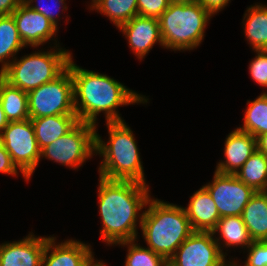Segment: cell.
<instances>
[{
    "label": "cell",
    "instance_id": "obj_1",
    "mask_svg": "<svg viewBox=\"0 0 267 266\" xmlns=\"http://www.w3.org/2000/svg\"><path fill=\"white\" fill-rule=\"evenodd\" d=\"M98 181V212L102 224L100 239L107 246L139 239L137 227L141 228L143 209L151 198L149 185L100 176Z\"/></svg>",
    "mask_w": 267,
    "mask_h": 266
},
{
    "label": "cell",
    "instance_id": "obj_2",
    "mask_svg": "<svg viewBox=\"0 0 267 266\" xmlns=\"http://www.w3.org/2000/svg\"><path fill=\"white\" fill-rule=\"evenodd\" d=\"M67 67L73 79L74 109L79 121L98 128L97 116L101 112L106 122L124 121L119 107L149 102L146 95L139 94L116 79L78 66L73 56Z\"/></svg>",
    "mask_w": 267,
    "mask_h": 266
},
{
    "label": "cell",
    "instance_id": "obj_3",
    "mask_svg": "<svg viewBox=\"0 0 267 266\" xmlns=\"http://www.w3.org/2000/svg\"><path fill=\"white\" fill-rule=\"evenodd\" d=\"M108 142L102 140L96 128L95 156L103 157L99 163V176L109 180H130L148 185L137 140L126 121L106 122Z\"/></svg>",
    "mask_w": 267,
    "mask_h": 266
},
{
    "label": "cell",
    "instance_id": "obj_4",
    "mask_svg": "<svg viewBox=\"0 0 267 266\" xmlns=\"http://www.w3.org/2000/svg\"><path fill=\"white\" fill-rule=\"evenodd\" d=\"M146 207L141 223L144 242L147 248L169 261L194 232L190 221L181 205L151 197Z\"/></svg>",
    "mask_w": 267,
    "mask_h": 266
},
{
    "label": "cell",
    "instance_id": "obj_5",
    "mask_svg": "<svg viewBox=\"0 0 267 266\" xmlns=\"http://www.w3.org/2000/svg\"><path fill=\"white\" fill-rule=\"evenodd\" d=\"M213 16L197 3H170L158 18L165 49L190 51L198 48Z\"/></svg>",
    "mask_w": 267,
    "mask_h": 266
},
{
    "label": "cell",
    "instance_id": "obj_6",
    "mask_svg": "<svg viewBox=\"0 0 267 266\" xmlns=\"http://www.w3.org/2000/svg\"><path fill=\"white\" fill-rule=\"evenodd\" d=\"M18 59L17 57L0 73L10 85L29 92L58 77L68 66L72 53L60 45L51 46Z\"/></svg>",
    "mask_w": 267,
    "mask_h": 266
},
{
    "label": "cell",
    "instance_id": "obj_7",
    "mask_svg": "<svg viewBox=\"0 0 267 266\" xmlns=\"http://www.w3.org/2000/svg\"><path fill=\"white\" fill-rule=\"evenodd\" d=\"M96 126L79 121L68 133L41 150L40 159L78 169L95 155Z\"/></svg>",
    "mask_w": 267,
    "mask_h": 266
},
{
    "label": "cell",
    "instance_id": "obj_8",
    "mask_svg": "<svg viewBox=\"0 0 267 266\" xmlns=\"http://www.w3.org/2000/svg\"><path fill=\"white\" fill-rule=\"evenodd\" d=\"M30 119L52 115H76L73 79L67 67L58 77L28 92Z\"/></svg>",
    "mask_w": 267,
    "mask_h": 266
},
{
    "label": "cell",
    "instance_id": "obj_9",
    "mask_svg": "<svg viewBox=\"0 0 267 266\" xmlns=\"http://www.w3.org/2000/svg\"><path fill=\"white\" fill-rule=\"evenodd\" d=\"M0 140L13 163L29 179L41 161L31 119L9 122L0 134Z\"/></svg>",
    "mask_w": 267,
    "mask_h": 266
},
{
    "label": "cell",
    "instance_id": "obj_10",
    "mask_svg": "<svg viewBox=\"0 0 267 266\" xmlns=\"http://www.w3.org/2000/svg\"><path fill=\"white\" fill-rule=\"evenodd\" d=\"M172 266H231L212 232L194 231L169 259Z\"/></svg>",
    "mask_w": 267,
    "mask_h": 266
},
{
    "label": "cell",
    "instance_id": "obj_11",
    "mask_svg": "<svg viewBox=\"0 0 267 266\" xmlns=\"http://www.w3.org/2000/svg\"><path fill=\"white\" fill-rule=\"evenodd\" d=\"M214 200L220 218L241 216L255 191L233 174L214 171L211 182L203 185Z\"/></svg>",
    "mask_w": 267,
    "mask_h": 266
},
{
    "label": "cell",
    "instance_id": "obj_12",
    "mask_svg": "<svg viewBox=\"0 0 267 266\" xmlns=\"http://www.w3.org/2000/svg\"><path fill=\"white\" fill-rule=\"evenodd\" d=\"M20 38L26 47L39 48L40 45L47 44L52 40L54 46L60 44L56 36L59 29L45 17L36 12L24 2L12 13ZM54 37V38H53ZM58 43V44H57Z\"/></svg>",
    "mask_w": 267,
    "mask_h": 266
},
{
    "label": "cell",
    "instance_id": "obj_13",
    "mask_svg": "<svg viewBox=\"0 0 267 266\" xmlns=\"http://www.w3.org/2000/svg\"><path fill=\"white\" fill-rule=\"evenodd\" d=\"M117 29L128 40V46L140 61L145 59L156 43L164 48L157 18L136 15Z\"/></svg>",
    "mask_w": 267,
    "mask_h": 266
},
{
    "label": "cell",
    "instance_id": "obj_14",
    "mask_svg": "<svg viewBox=\"0 0 267 266\" xmlns=\"http://www.w3.org/2000/svg\"><path fill=\"white\" fill-rule=\"evenodd\" d=\"M57 237L47 236L42 257V266H86L94 257L92 246L88 243L66 239L57 242Z\"/></svg>",
    "mask_w": 267,
    "mask_h": 266
},
{
    "label": "cell",
    "instance_id": "obj_15",
    "mask_svg": "<svg viewBox=\"0 0 267 266\" xmlns=\"http://www.w3.org/2000/svg\"><path fill=\"white\" fill-rule=\"evenodd\" d=\"M47 237L33 232L17 241L0 244V266H42Z\"/></svg>",
    "mask_w": 267,
    "mask_h": 266
},
{
    "label": "cell",
    "instance_id": "obj_16",
    "mask_svg": "<svg viewBox=\"0 0 267 266\" xmlns=\"http://www.w3.org/2000/svg\"><path fill=\"white\" fill-rule=\"evenodd\" d=\"M223 150L224 160H219L215 171L234 175L257 151V140L250 133L236 128L226 136Z\"/></svg>",
    "mask_w": 267,
    "mask_h": 266
},
{
    "label": "cell",
    "instance_id": "obj_17",
    "mask_svg": "<svg viewBox=\"0 0 267 266\" xmlns=\"http://www.w3.org/2000/svg\"><path fill=\"white\" fill-rule=\"evenodd\" d=\"M183 208L193 231L212 232L220 219L216 204L204 186L190 196L187 207Z\"/></svg>",
    "mask_w": 267,
    "mask_h": 266
},
{
    "label": "cell",
    "instance_id": "obj_18",
    "mask_svg": "<svg viewBox=\"0 0 267 266\" xmlns=\"http://www.w3.org/2000/svg\"><path fill=\"white\" fill-rule=\"evenodd\" d=\"M212 233L220 250L226 258L228 253L226 251L224 252V250L228 248L231 249V247H239L244 251L253 242L249 236L247 227L243 222L242 216H226L220 218ZM216 235L218 236L216 237Z\"/></svg>",
    "mask_w": 267,
    "mask_h": 266
},
{
    "label": "cell",
    "instance_id": "obj_19",
    "mask_svg": "<svg viewBox=\"0 0 267 266\" xmlns=\"http://www.w3.org/2000/svg\"><path fill=\"white\" fill-rule=\"evenodd\" d=\"M40 150L68 133L78 122L76 115H52L31 119Z\"/></svg>",
    "mask_w": 267,
    "mask_h": 266
},
{
    "label": "cell",
    "instance_id": "obj_20",
    "mask_svg": "<svg viewBox=\"0 0 267 266\" xmlns=\"http://www.w3.org/2000/svg\"><path fill=\"white\" fill-rule=\"evenodd\" d=\"M241 216L252 241H267V191L255 192Z\"/></svg>",
    "mask_w": 267,
    "mask_h": 266
},
{
    "label": "cell",
    "instance_id": "obj_21",
    "mask_svg": "<svg viewBox=\"0 0 267 266\" xmlns=\"http://www.w3.org/2000/svg\"><path fill=\"white\" fill-rule=\"evenodd\" d=\"M255 4V5H254ZM247 7L242 26L245 38L253 50L267 49V5L254 3Z\"/></svg>",
    "mask_w": 267,
    "mask_h": 266
},
{
    "label": "cell",
    "instance_id": "obj_22",
    "mask_svg": "<svg viewBox=\"0 0 267 266\" xmlns=\"http://www.w3.org/2000/svg\"><path fill=\"white\" fill-rule=\"evenodd\" d=\"M0 101L9 122L30 119L28 93L10 85L0 76Z\"/></svg>",
    "mask_w": 267,
    "mask_h": 266
},
{
    "label": "cell",
    "instance_id": "obj_23",
    "mask_svg": "<svg viewBox=\"0 0 267 266\" xmlns=\"http://www.w3.org/2000/svg\"><path fill=\"white\" fill-rule=\"evenodd\" d=\"M26 48L20 38L12 15L0 16V73L16 58V54Z\"/></svg>",
    "mask_w": 267,
    "mask_h": 266
},
{
    "label": "cell",
    "instance_id": "obj_24",
    "mask_svg": "<svg viewBox=\"0 0 267 266\" xmlns=\"http://www.w3.org/2000/svg\"><path fill=\"white\" fill-rule=\"evenodd\" d=\"M234 175L255 192L267 191V156L257 150Z\"/></svg>",
    "mask_w": 267,
    "mask_h": 266
},
{
    "label": "cell",
    "instance_id": "obj_25",
    "mask_svg": "<svg viewBox=\"0 0 267 266\" xmlns=\"http://www.w3.org/2000/svg\"><path fill=\"white\" fill-rule=\"evenodd\" d=\"M88 7L108 17L116 28L138 15L137 0H95Z\"/></svg>",
    "mask_w": 267,
    "mask_h": 266
},
{
    "label": "cell",
    "instance_id": "obj_26",
    "mask_svg": "<svg viewBox=\"0 0 267 266\" xmlns=\"http://www.w3.org/2000/svg\"><path fill=\"white\" fill-rule=\"evenodd\" d=\"M243 125L239 130L248 132L257 138L267 133V92H262L253 101L247 100Z\"/></svg>",
    "mask_w": 267,
    "mask_h": 266
},
{
    "label": "cell",
    "instance_id": "obj_27",
    "mask_svg": "<svg viewBox=\"0 0 267 266\" xmlns=\"http://www.w3.org/2000/svg\"><path fill=\"white\" fill-rule=\"evenodd\" d=\"M139 239L120 242L117 245L127 248L124 266H165L167 260L150 248L138 244Z\"/></svg>",
    "mask_w": 267,
    "mask_h": 266
},
{
    "label": "cell",
    "instance_id": "obj_28",
    "mask_svg": "<svg viewBox=\"0 0 267 266\" xmlns=\"http://www.w3.org/2000/svg\"><path fill=\"white\" fill-rule=\"evenodd\" d=\"M53 3V7L49 4ZM66 0H24V3L29 6L30 8H32L33 10H35L36 12H39L41 14H43L45 17H47L52 23L53 25L59 29V22L61 18V13H64V11L68 9L67 4L65 2ZM52 2V3H51ZM35 3V4H34ZM61 8V9H60ZM55 9V10H54ZM58 10V12H57ZM59 10H61V12H59Z\"/></svg>",
    "mask_w": 267,
    "mask_h": 266
},
{
    "label": "cell",
    "instance_id": "obj_29",
    "mask_svg": "<svg viewBox=\"0 0 267 266\" xmlns=\"http://www.w3.org/2000/svg\"><path fill=\"white\" fill-rule=\"evenodd\" d=\"M247 252L244 265L240 264L238 258H230L231 266H266L267 265V241H253L244 251Z\"/></svg>",
    "mask_w": 267,
    "mask_h": 266
},
{
    "label": "cell",
    "instance_id": "obj_30",
    "mask_svg": "<svg viewBox=\"0 0 267 266\" xmlns=\"http://www.w3.org/2000/svg\"><path fill=\"white\" fill-rule=\"evenodd\" d=\"M253 52L256 55L249 63V74L259 86L267 88V51L253 50ZM263 92H267V90H263Z\"/></svg>",
    "mask_w": 267,
    "mask_h": 266
},
{
    "label": "cell",
    "instance_id": "obj_31",
    "mask_svg": "<svg viewBox=\"0 0 267 266\" xmlns=\"http://www.w3.org/2000/svg\"><path fill=\"white\" fill-rule=\"evenodd\" d=\"M170 3V0H137L138 15L158 19Z\"/></svg>",
    "mask_w": 267,
    "mask_h": 266
},
{
    "label": "cell",
    "instance_id": "obj_32",
    "mask_svg": "<svg viewBox=\"0 0 267 266\" xmlns=\"http://www.w3.org/2000/svg\"><path fill=\"white\" fill-rule=\"evenodd\" d=\"M19 172L22 174L25 181L29 182V179L13 163L10 154L0 140V173L18 177Z\"/></svg>",
    "mask_w": 267,
    "mask_h": 266
},
{
    "label": "cell",
    "instance_id": "obj_33",
    "mask_svg": "<svg viewBox=\"0 0 267 266\" xmlns=\"http://www.w3.org/2000/svg\"><path fill=\"white\" fill-rule=\"evenodd\" d=\"M231 0H198V3L205 8L212 16L222 11Z\"/></svg>",
    "mask_w": 267,
    "mask_h": 266
},
{
    "label": "cell",
    "instance_id": "obj_34",
    "mask_svg": "<svg viewBox=\"0 0 267 266\" xmlns=\"http://www.w3.org/2000/svg\"><path fill=\"white\" fill-rule=\"evenodd\" d=\"M24 0H0V16L12 15Z\"/></svg>",
    "mask_w": 267,
    "mask_h": 266
},
{
    "label": "cell",
    "instance_id": "obj_35",
    "mask_svg": "<svg viewBox=\"0 0 267 266\" xmlns=\"http://www.w3.org/2000/svg\"><path fill=\"white\" fill-rule=\"evenodd\" d=\"M257 150L267 156V133L259 135L257 138Z\"/></svg>",
    "mask_w": 267,
    "mask_h": 266
},
{
    "label": "cell",
    "instance_id": "obj_36",
    "mask_svg": "<svg viewBox=\"0 0 267 266\" xmlns=\"http://www.w3.org/2000/svg\"><path fill=\"white\" fill-rule=\"evenodd\" d=\"M9 121L7 120L4 110L2 108V104L0 101V134L2 133V131L6 128V126L8 125Z\"/></svg>",
    "mask_w": 267,
    "mask_h": 266
},
{
    "label": "cell",
    "instance_id": "obj_37",
    "mask_svg": "<svg viewBox=\"0 0 267 266\" xmlns=\"http://www.w3.org/2000/svg\"><path fill=\"white\" fill-rule=\"evenodd\" d=\"M96 259V260H95ZM86 266H107L103 260H98L97 258H92Z\"/></svg>",
    "mask_w": 267,
    "mask_h": 266
},
{
    "label": "cell",
    "instance_id": "obj_38",
    "mask_svg": "<svg viewBox=\"0 0 267 266\" xmlns=\"http://www.w3.org/2000/svg\"><path fill=\"white\" fill-rule=\"evenodd\" d=\"M171 3H180V4H187V3H197L198 0H170Z\"/></svg>",
    "mask_w": 267,
    "mask_h": 266
}]
</instances>
